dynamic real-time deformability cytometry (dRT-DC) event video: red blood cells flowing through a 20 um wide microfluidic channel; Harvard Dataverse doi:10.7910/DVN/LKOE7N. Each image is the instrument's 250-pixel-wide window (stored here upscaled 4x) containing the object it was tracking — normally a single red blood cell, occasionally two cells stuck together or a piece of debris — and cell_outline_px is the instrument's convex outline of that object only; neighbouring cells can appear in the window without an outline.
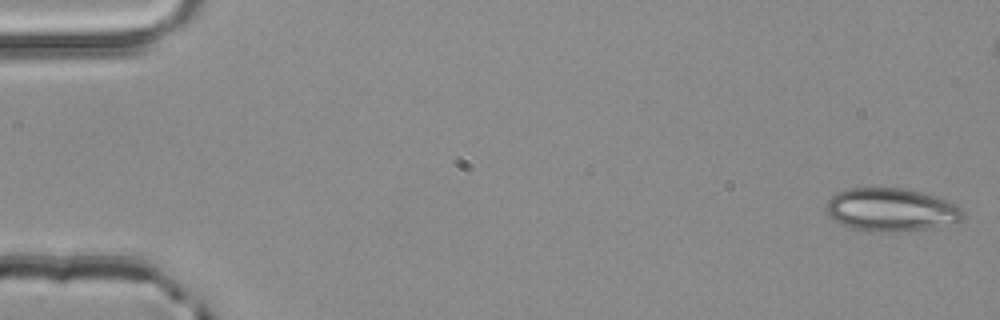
{"species": "common noctule bat (a hibernating species)", "species_latin": "Nyctalus noctula", "temperature_condition": "room temperature", "stored_images_in_passage": 4, "camera_frame_rate_fps": 3000, "um_per_image_px": 0.085, "animal": {"sex": "male", "body_mass_g": 20.4}, "frame": {"image": 1, "passage_image": 1, "time_ms": 0.0, "image_size_px": [1000, 320], "cell_outline_px": [[964, 220], [928, 228], [896, 232], [868, 232], [852, 228], [840, 224], [828, 216], [828, 200], [836, 192], [848, 188], [904, 188], [936, 196], [948, 200], [956, 204], [964, 212]], "centroid_in_image_um": [75.75, 17.83], "position_along_channel_um": 9.3, "area_um2": 34.51}}